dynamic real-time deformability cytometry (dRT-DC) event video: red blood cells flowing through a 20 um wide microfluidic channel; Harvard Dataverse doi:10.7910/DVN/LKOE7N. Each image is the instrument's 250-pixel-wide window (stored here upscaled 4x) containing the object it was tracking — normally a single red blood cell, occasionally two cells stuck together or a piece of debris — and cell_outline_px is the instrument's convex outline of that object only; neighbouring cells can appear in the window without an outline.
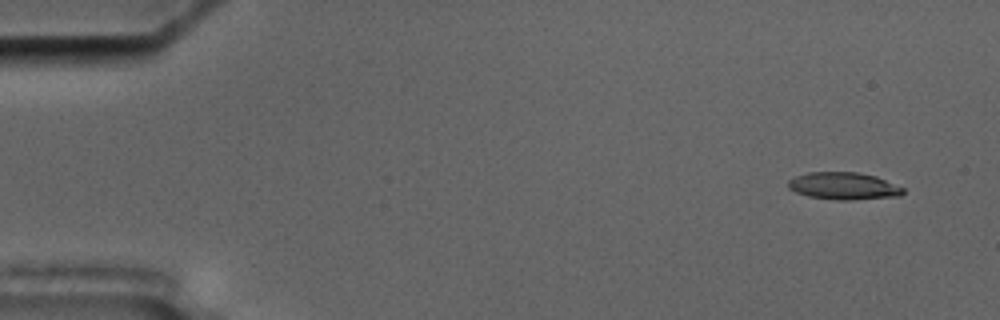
{"species": "common noctule bat (a hibernating species)", "species_latin": "Nyctalus noctula", "temperature_condition": "cold", "stored_images_in_passage": 6, "segment_of_instrument_passage": [2, 2], "camera_frame_rate_fps": 3000, "um_per_image_px": 0.085, "animal": {"sex": "male", "body_mass_g": 17.5, "forearm_length_mm": 52.3}, "frame": {"image": 1, "passage_image": 6, "time_ms": 7.333, "image_size_px": [1000, 320], "cell_outline_px": [[904, 192], [900, 196], [848, 200], [836, 200], [808, 196], [796, 192], [788, 188], [788, 180], [796, 176], [808, 172], [856, 172], [876, 176], [904, 188]], "centroid_in_image_um": [71.7, 15.81], "position_along_channel_um": 13.3, "area_um2": 18.21}}